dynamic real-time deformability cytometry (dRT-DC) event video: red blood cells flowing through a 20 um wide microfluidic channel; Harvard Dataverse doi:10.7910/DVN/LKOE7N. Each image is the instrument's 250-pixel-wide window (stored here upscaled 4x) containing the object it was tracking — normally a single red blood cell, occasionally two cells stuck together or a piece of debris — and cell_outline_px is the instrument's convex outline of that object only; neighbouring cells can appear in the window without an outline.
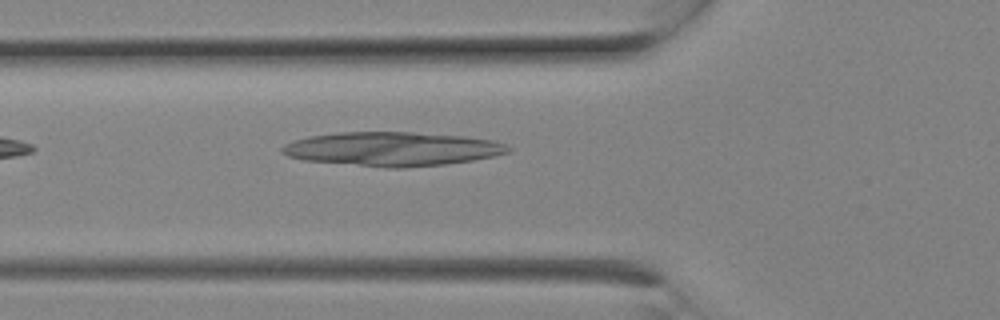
{"species": "Egyptian fruit bat (a non-hibernating species)", "species_latin": "Rousettus aegyptiacus", "temperature_condition": "room temperature", "stored_images_in_passage": 5, "camera_frame_rate_fps": 3000, "um_per_image_px": 0.085, "animal": {"sex": "female"}, "frame": {"image": 1, "passage_image": 5, "time_ms": 1.333, "image_size_px": [1000, 320], "cell_outline_px": [[512, 148], [508, 152], [492, 156], [472, 160], [444, 164], [404, 168], [388, 168], [304, 160], [288, 156], [280, 152], [280, 148], [284, 144], [308, 136], [340, 132], [412, 132], [464, 136], [492, 140], [504, 144]], "centroid_in_image_um": [33.31, 12.66], "position_along_channel_um": 92.5, "area_um2": 44.68}}